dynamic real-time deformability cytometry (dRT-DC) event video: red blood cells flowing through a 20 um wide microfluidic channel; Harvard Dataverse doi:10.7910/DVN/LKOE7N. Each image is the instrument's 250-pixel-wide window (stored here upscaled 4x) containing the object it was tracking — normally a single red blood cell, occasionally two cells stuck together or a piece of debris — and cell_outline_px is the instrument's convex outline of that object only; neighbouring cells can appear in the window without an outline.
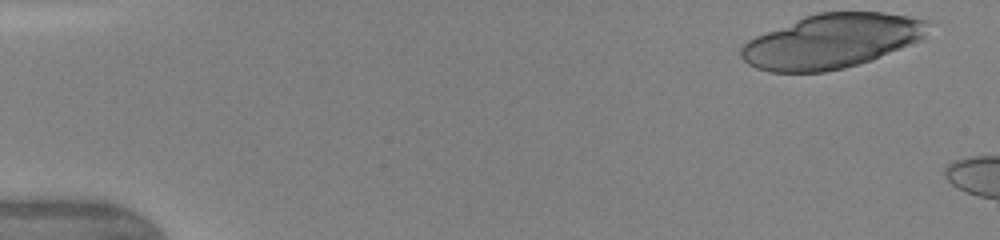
{"species": "human", "species_latin": "Homo sapiens", "temperature_condition": "warm", "stored_images_in_passage": 16, "camera_frame_rate_fps": 3000, "um_per_image_px": 0.085, "donor": {"sex": "female"}, "frame": {"image": 1, "passage_image": 1, "time_ms": 0.0, "image_size_px": [1000, 240], "cell_outline_px": [[928, 20], [924, 36], [920, 40], [912, 44], [872, 60], [844, 68], [824, 72], [768, 72], [756, 68], [748, 64], [740, 56], [740, 48], [748, 40], [756, 36], [804, 16], [816, 12], [884, 12], [908, 16]], "centroid_in_image_um": [70.68, 3.5], "position_along_channel_um": 14.3, "area_um2": 59.01}}